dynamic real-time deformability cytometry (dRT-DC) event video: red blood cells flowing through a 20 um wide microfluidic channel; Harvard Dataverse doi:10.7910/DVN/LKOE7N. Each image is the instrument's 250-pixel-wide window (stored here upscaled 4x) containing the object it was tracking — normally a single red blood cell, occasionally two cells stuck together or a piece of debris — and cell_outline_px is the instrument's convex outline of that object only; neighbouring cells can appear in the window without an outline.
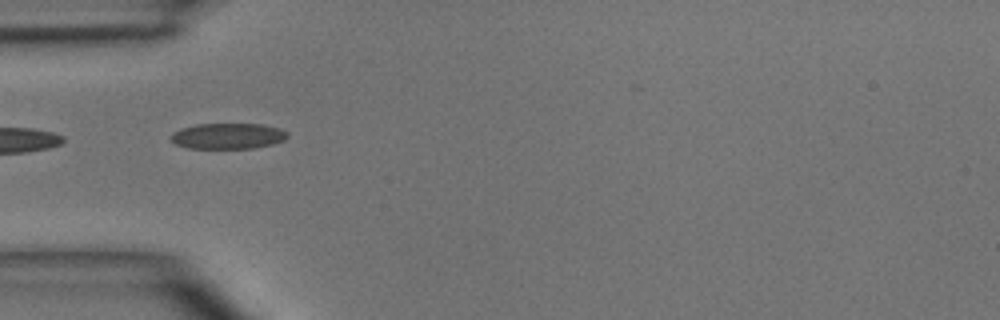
{"species": "common noctule bat (a hibernating species)", "species_latin": "Nyctalus noctula", "temperature_condition": "room temperature", "stored_images_in_passage": 7, "segment_of_instrument_passage": [2, 2], "camera_frame_rate_fps": 3000, "um_per_image_px": 0.085, "animal": {"sex": "male", "body_mass_g": 15.6}, "frame": {"image": 1, "passage_image": 5, "time_ms": 4.667, "image_size_px": [1000, 320], "cell_outline_px": [[288, 136], [284, 140], [272, 144], [252, 148], [188, 148], [176, 144], [172, 140], [172, 132], [180, 128], [196, 124], [264, 124], [280, 128], [288, 132]], "centroid_in_image_um": [19.39, 11.55], "position_along_channel_um": 65.6, "area_um2": 17.51}}
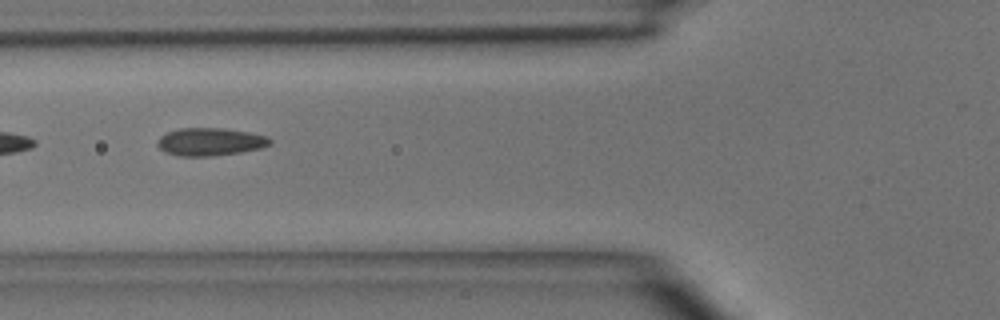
{"frame": {"image": 2, "passage_image": 6, "time_ms": 5.667, "image_size_px": [1000, 320], "cell_outline_px": [[272, 144], [260, 148], [240, 152], [212, 156], [180, 156], [164, 152], [156, 144], [160, 136], [168, 132], [180, 128], [224, 128], [248, 132], [268, 136], [272, 140]], "centroid_in_image_um": [17.87, 12.05], "position_along_channel_um": 107.9, "area_um2": 18.26}}